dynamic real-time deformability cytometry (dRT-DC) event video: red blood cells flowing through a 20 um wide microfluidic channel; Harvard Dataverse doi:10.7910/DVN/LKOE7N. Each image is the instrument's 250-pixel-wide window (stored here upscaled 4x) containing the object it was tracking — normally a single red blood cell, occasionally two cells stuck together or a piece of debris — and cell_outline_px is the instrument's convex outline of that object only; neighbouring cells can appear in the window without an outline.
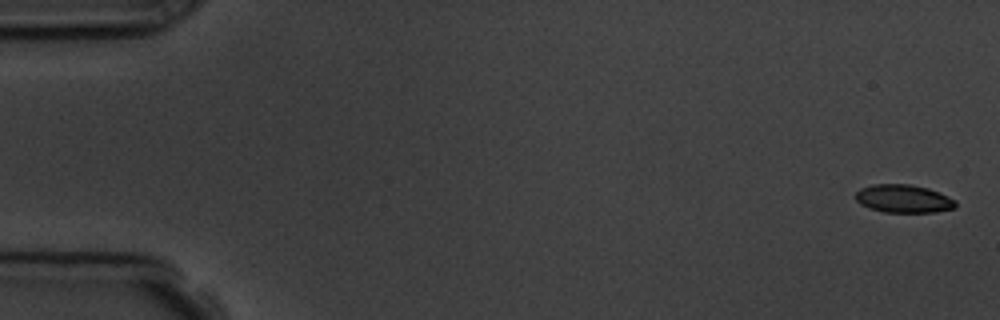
{"species": "common noctule bat (a hibernating species)", "species_latin": "Nyctalus noctula", "temperature_condition": "room temperature", "stored_images_in_passage": 3, "camera_frame_rate_fps": 3000, "um_per_image_px": 0.085, "animal": {"sex": "male", "body_mass_g": 19.5, "forearm_length_mm": 54.6}, "frame": {"image": 1, "passage_image": 1, "time_ms": 0.0, "image_size_px": [1000, 320], "cell_outline_px": [[956, 208], [936, 212], [884, 212], [860, 204], [856, 200], [856, 192], [860, 188], [872, 184], [908, 184], [928, 188], [948, 196], [956, 200]], "centroid_in_image_um": [76.82, 16.88], "position_along_channel_um": 8.2, "area_um2": 16.36}}